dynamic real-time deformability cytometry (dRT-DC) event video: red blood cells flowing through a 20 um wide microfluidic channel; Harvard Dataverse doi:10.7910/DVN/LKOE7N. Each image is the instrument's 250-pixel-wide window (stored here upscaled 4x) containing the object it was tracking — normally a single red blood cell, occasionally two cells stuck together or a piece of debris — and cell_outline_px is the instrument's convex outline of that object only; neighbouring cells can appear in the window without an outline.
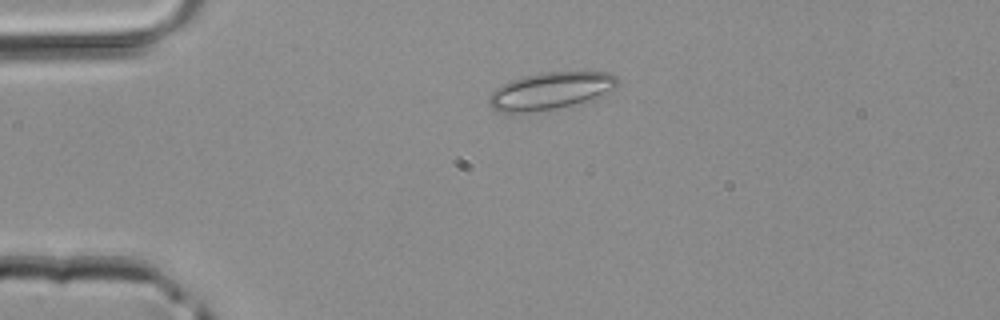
{"species": "common noctule bat (a hibernating species)", "species_latin": "Nyctalus noctula", "temperature_condition": "room temperature", "stored_images_in_passage": 2, "camera_frame_rate_fps": 3000, "um_per_image_px": 0.085, "animal": {"sex": "male", "body_mass_g": 20.4}, "frame": {"image": 1, "passage_image": 1, "time_ms": 0.0, "image_size_px": [1000, 320], "cell_outline_px": [[616, 88], [588, 100], [556, 108], [532, 112], [500, 112], [492, 108], [488, 104], [488, 100], [492, 92], [496, 88], [508, 80], [520, 76], [540, 72], [608, 72], [616, 76]], "centroid_in_image_um": [46.72, 7.7], "position_along_channel_um": 38.3, "area_um2": 27.69}}